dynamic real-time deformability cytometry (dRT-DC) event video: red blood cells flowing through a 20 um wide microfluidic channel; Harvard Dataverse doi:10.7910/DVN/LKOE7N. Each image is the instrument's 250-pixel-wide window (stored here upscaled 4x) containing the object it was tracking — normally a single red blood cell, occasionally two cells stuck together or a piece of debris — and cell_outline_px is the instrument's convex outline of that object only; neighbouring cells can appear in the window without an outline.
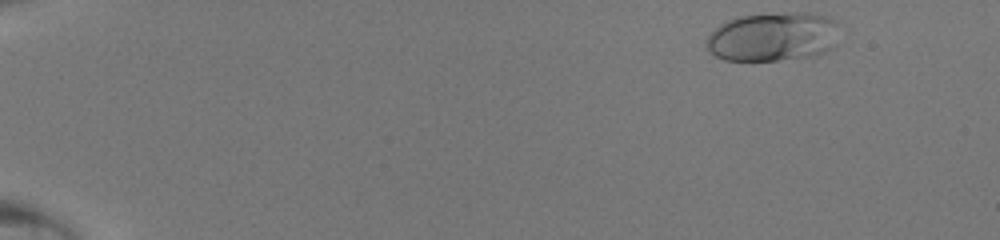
{"species": "human", "species_latin": "Homo sapiens", "temperature_condition": "room temperature", "stored_images_in_passage": 44, "camera_frame_rate_fps": 3000, "um_per_image_px": 0.085, "donor": {"sex": "male"}, "frame": {"image": 1, "passage_image": 1, "time_ms": 0.0, "image_size_px": [1000, 240], "cell_outline_px": [[840, 28], [832, 48], [816, 56], [776, 60], [724, 60], [716, 56], [704, 44], [704, 40], [720, 24], [728, 20], [740, 16], [792, 12], [816, 12], [828, 16], [836, 20], [840, 24]], "centroid_in_image_um": [65.76, 3.11], "position_along_channel_um": 19.2, "area_um2": 38.44}}
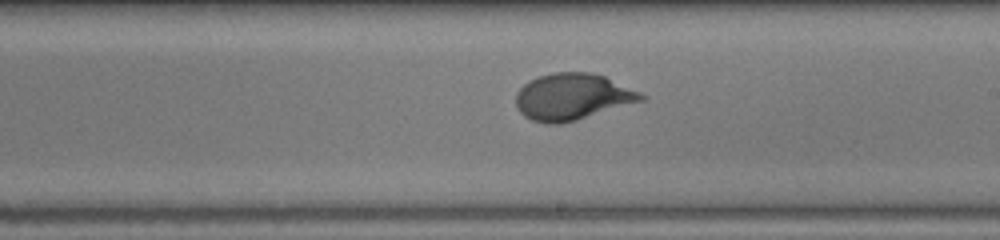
{"frame": {"image": 2, "passage_image": 26, "time_ms": 8.333, "image_size_px": [1000, 240], "cell_outline_px": [[648, 96], [644, 100], [576, 120], [560, 124], [548, 124], [532, 120], [524, 116], [520, 112], [516, 104], [516, 92], [528, 80], [540, 76], [556, 72], [592, 72], [604, 76], [640, 92]], "centroid_in_image_um": [48.64, 8.22], "position_along_channel_um": 240.4, "area_um2": 33.87}}
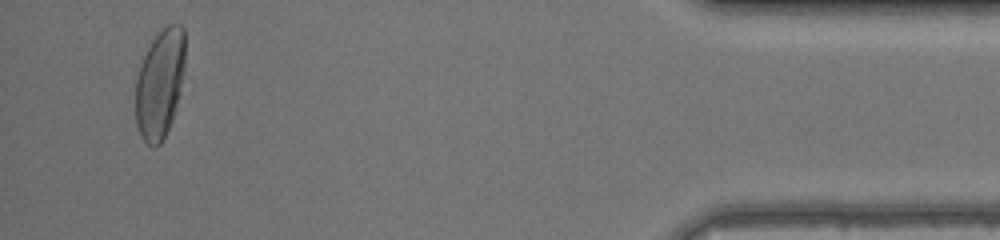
{"frame": {"image": 3, "passage_image": 42, "time_ms": 13.667, "image_size_px": [1000, 240], "cell_outline_px": [[184, 68], [180, 92], [172, 120], [160, 144], [156, 148], [152, 148], [140, 136], [136, 124], [136, 76], [140, 64], [152, 40], [168, 24], [180, 24], [184, 28]], "centroid_in_image_um": [13.58, 7.14], "position_along_channel_um": 421.6, "area_um2": 31.39}}